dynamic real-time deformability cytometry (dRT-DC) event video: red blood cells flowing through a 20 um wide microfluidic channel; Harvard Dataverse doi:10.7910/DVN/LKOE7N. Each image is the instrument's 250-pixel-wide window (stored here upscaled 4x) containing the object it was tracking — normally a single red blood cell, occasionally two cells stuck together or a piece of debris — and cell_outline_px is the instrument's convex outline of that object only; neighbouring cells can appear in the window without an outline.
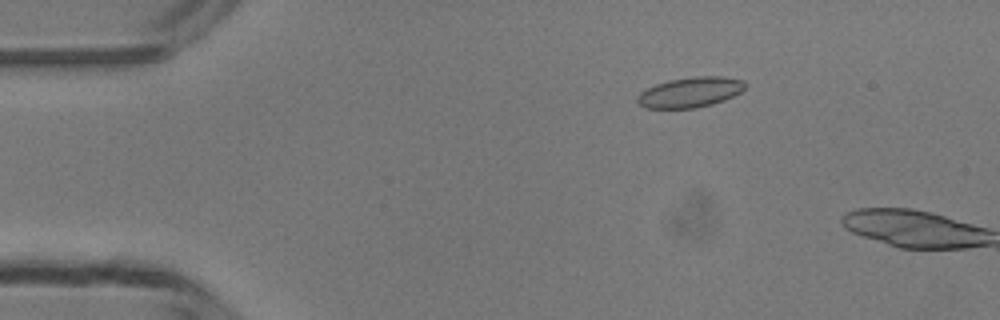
{"species": "common noctule bat (a hibernating species)", "species_latin": "Nyctalus noctula", "temperature_condition": "room temperature", "stored_images_in_passage": 10, "camera_frame_rate_fps": 3000, "um_per_image_px": 0.085, "animal": {"sex": "male", "body_mass_g": 13.3}, "frame": {"image": 1, "passage_image": 9, "time_ms": 2.667, "image_size_px": [1000, 320], "cell_outline_px": [[748, 84], [740, 92], [724, 100], [712, 104], [692, 108], [644, 108], [636, 100], [636, 96], [640, 92], [656, 84], [668, 80], [696, 76], [724, 76], [744, 80]], "centroid_in_image_um": [58.67, 7.83], "position_along_channel_um": 26.3, "area_um2": 19.02}}